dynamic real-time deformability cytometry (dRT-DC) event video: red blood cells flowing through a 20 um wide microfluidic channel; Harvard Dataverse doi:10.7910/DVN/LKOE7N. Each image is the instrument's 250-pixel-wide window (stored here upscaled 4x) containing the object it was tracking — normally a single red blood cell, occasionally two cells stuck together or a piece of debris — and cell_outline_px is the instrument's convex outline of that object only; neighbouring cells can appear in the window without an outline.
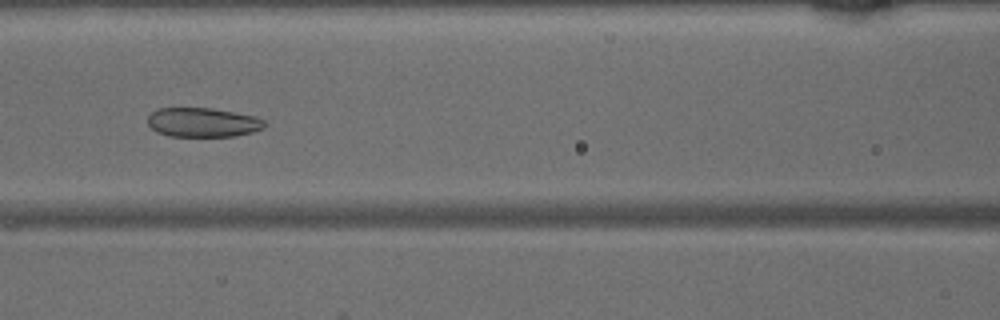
{"species": "common noctule bat (a hibernating species)", "species_latin": "Nyctalus noctula", "temperature_condition": "warm", "stored_images_in_passage": 42, "camera_frame_rate_fps": 3000, "um_per_image_px": 0.085, "animal": {"sex": "male", "body_mass_g": 15.6}, "frame": {"image": 1, "passage_image": 15, "time_ms": 4.667, "image_size_px": [1000, 320], "cell_outline_px": [[264, 128], [252, 132], [236, 136], [172, 136], [156, 132], [148, 124], [148, 116], [156, 108], [212, 108], [256, 116], [264, 120]], "centroid_in_image_um": [17.23, 10.4], "position_along_channel_um": 149.4, "area_um2": 19.94}}
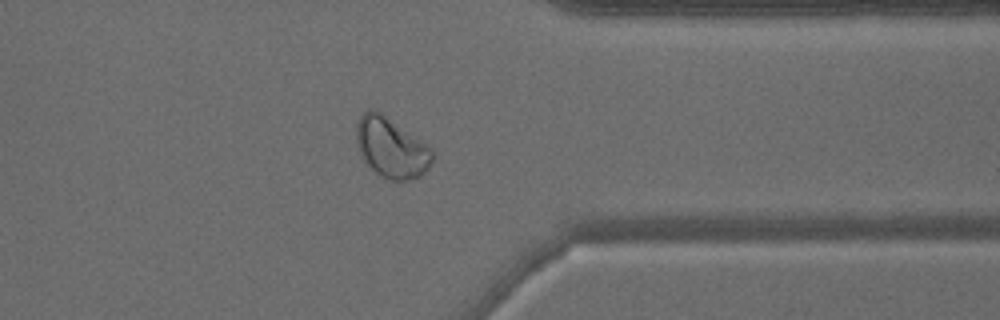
{"frame": {"image": 2, "passage_image": 32, "time_ms": 10.333, "image_size_px": [1000, 320], "cell_outline_px": [[432, 164], [420, 176], [408, 180], [392, 180], [380, 176], [360, 156], [356, 140], [356, 124], [360, 116], [368, 108], [372, 108], [380, 112], [428, 144], [432, 148]], "centroid_in_image_um": [33.25, 12.54], "position_along_channel_um": 378.2, "area_um2": 26.65}}
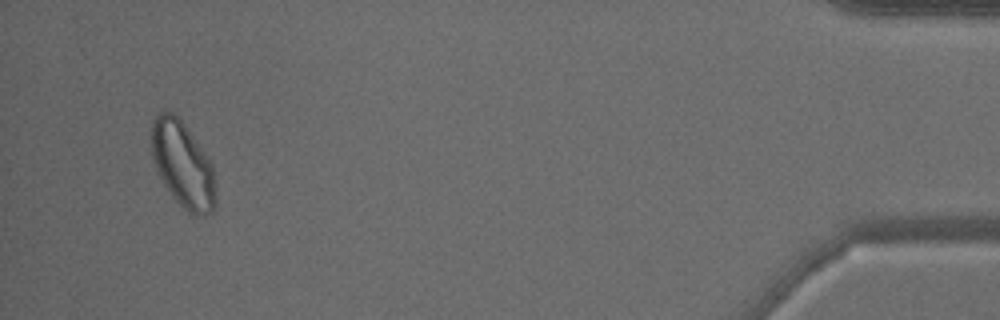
{"frame": {"image": 3, "passage_image": 40, "time_ms": 13.0, "image_size_px": [1000, 320], "cell_outline_px": [[216, 204], [212, 212], [204, 216], [188, 216], [172, 196], [164, 184], [156, 168], [152, 156], [152, 120], [160, 112], [168, 108], [180, 116], [208, 156], [212, 164], [216, 188]], "centroid_in_image_um": [15.56, 13.99], "position_along_channel_um": 419.6, "area_um2": 33.0}}